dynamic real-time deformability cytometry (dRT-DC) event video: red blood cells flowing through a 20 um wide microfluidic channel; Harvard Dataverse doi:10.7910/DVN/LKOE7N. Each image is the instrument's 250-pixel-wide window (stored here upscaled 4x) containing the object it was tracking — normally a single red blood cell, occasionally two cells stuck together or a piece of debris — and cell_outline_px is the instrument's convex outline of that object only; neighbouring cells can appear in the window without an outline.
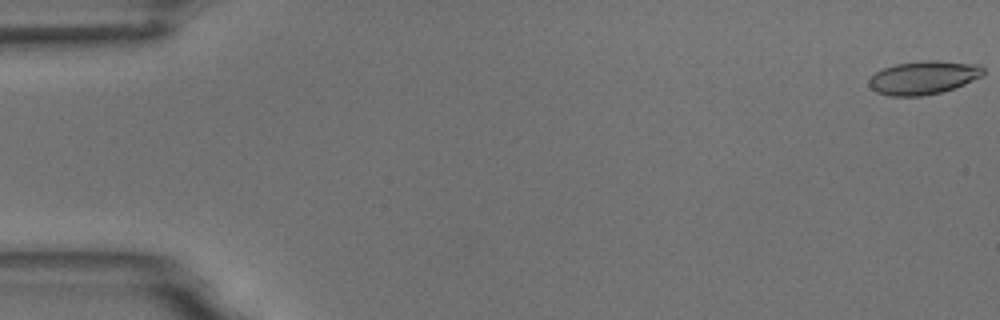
{"species": "common noctule bat (a hibernating species)", "species_latin": "Nyctalus noctula", "temperature_condition": "room temperature", "stored_images_in_passage": 6, "camera_frame_rate_fps": 3000, "um_per_image_px": 0.085, "animal": {"sex": "male", "body_mass_g": 18.8}, "frame": {"image": 1, "passage_image": 1, "time_ms": 0.0, "image_size_px": [1000, 320], "cell_outline_px": [[984, 76], [956, 88], [940, 92], [920, 96], [892, 96], [876, 92], [868, 84], [868, 80], [876, 72], [884, 68], [896, 64], [928, 60], [936, 60], [980, 64], [984, 68]], "centroid_in_image_um": [78.55, 6.59], "position_along_channel_um": 6.5, "area_um2": 22.37}}
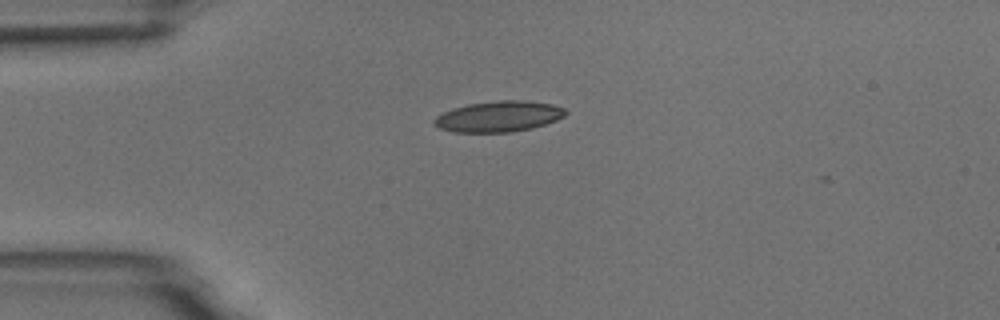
{"frame": {"image": 2, "passage_image": 4, "time_ms": 4.333, "image_size_px": [1000, 320], "cell_outline_px": [[568, 112], [564, 116], [556, 120], [532, 128], [512, 132], [452, 132], [440, 128], [432, 124], [432, 120], [436, 116], [452, 108], [468, 104], [496, 100], [524, 100], [552, 104], [564, 108]], "centroid_in_image_um": [42.36, 9.89], "position_along_channel_um": 42.6, "area_um2": 23.7}}